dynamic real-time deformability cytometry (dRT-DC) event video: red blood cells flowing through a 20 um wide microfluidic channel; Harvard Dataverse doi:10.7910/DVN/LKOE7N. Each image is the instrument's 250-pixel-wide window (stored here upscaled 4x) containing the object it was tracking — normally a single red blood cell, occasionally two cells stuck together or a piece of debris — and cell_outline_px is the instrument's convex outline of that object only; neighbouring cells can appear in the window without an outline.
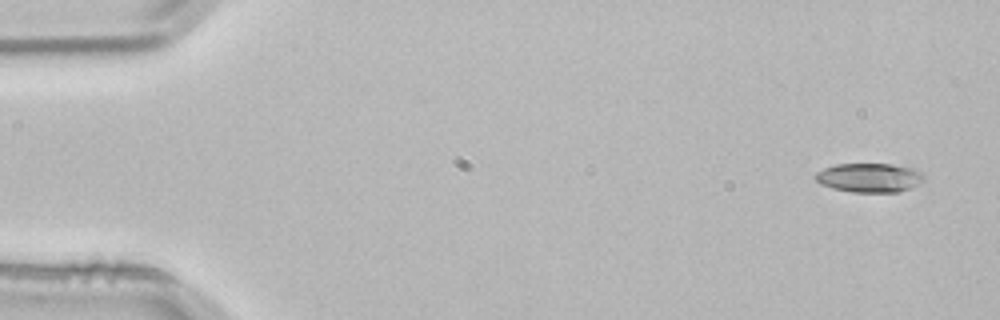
{"species": "common noctule bat (a hibernating species)", "species_latin": "Nyctalus noctula", "temperature_condition": "room temperature", "stored_images_in_passage": 3, "camera_frame_rate_fps": 3000, "um_per_image_px": 0.085, "animal": {"sex": "male", "body_mass_g": 21.5, "forearm_length_mm": 52.0}, "frame": {"image": 1, "passage_image": 1, "time_ms": 0.0, "image_size_px": [1000, 320], "cell_outline_px": [[924, 180], [900, 192], [852, 192], [832, 188], [820, 184], [816, 180], [816, 172], [824, 168], [836, 164], [888, 164], [912, 168], [920, 172], [924, 176]], "centroid_in_image_um": [73.86, 15.1], "position_along_channel_um": 11.1, "area_um2": 18.21}}
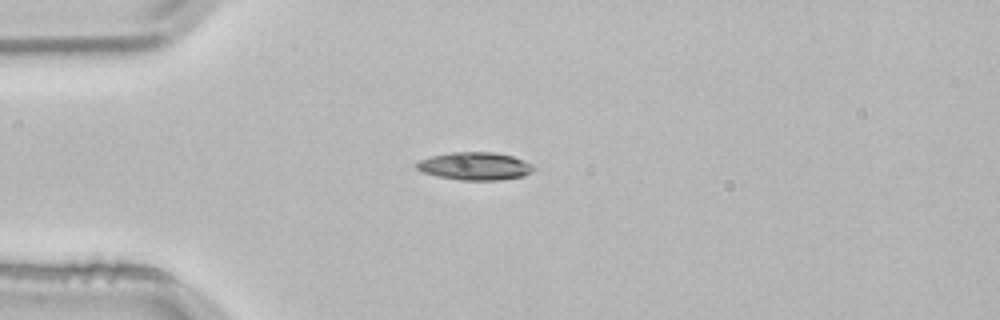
{"frame": {"image": 2, "passage_image": 3, "time_ms": 0.667, "image_size_px": [1000, 320], "cell_outline_px": [[536, 168], [532, 172], [524, 176], [500, 180], [460, 180], [436, 176], [424, 172], [416, 168], [412, 164], [420, 160], [432, 156], [452, 152], [492, 152], [512, 156], [524, 160], [532, 164]], "centroid_in_image_um": [40.38, 14.12], "position_along_channel_um": 44.6, "area_um2": 19.07}}